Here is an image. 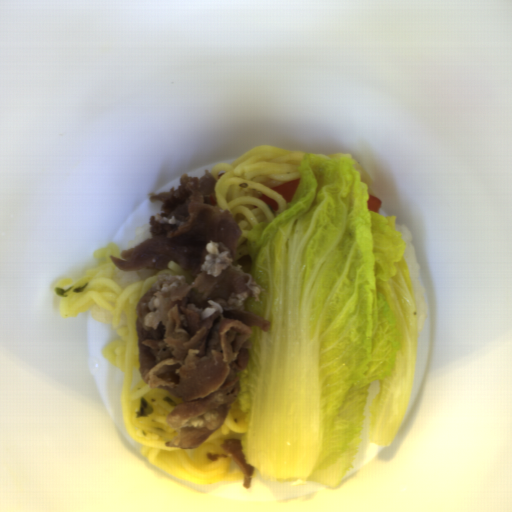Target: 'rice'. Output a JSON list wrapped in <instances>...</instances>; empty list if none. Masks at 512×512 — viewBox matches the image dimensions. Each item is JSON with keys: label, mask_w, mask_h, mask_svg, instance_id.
<instances>
[{"label": "rice", "mask_w": 512, "mask_h": 512, "mask_svg": "<svg viewBox=\"0 0 512 512\" xmlns=\"http://www.w3.org/2000/svg\"><path fill=\"white\" fill-rule=\"evenodd\" d=\"M397 226L406 246L404 256L414 289L416 306L419 316V325L421 330L425 324L427 316V306L425 301V291L420 281V266L413 244V233L403 223L397 224Z\"/></svg>", "instance_id": "obj_1"}, {"label": "rice", "mask_w": 512, "mask_h": 512, "mask_svg": "<svg viewBox=\"0 0 512 512\" xmlns=\"http://www.w3.org/2000/svg\"><path fill=\"white\" fill-rule=\"evenodd\" d=\"M159 269L141 268L137 270H121L115 267L111 279H113L121 288H128L132 283L142 281L156 273Z\"/></svg>", "instance_id": "obj_2"}, {"label": "rice", "mask_w": 512, "mask_h": 512, "mask_svg": "<svg viewBox=\"0 0 512 512\" xmlns=\"http://www.w3.org/2000/svg\"><path fill=\"white\" fill-rule=\"evenodd\" d=\"M151 232L149 225H143L140 227H137L136 232L134 236L127 241L126 243L122 244L119 248L121 250H127L129 248H132L133 246L137 245L140 242H143L144 240L151 238Z\"/></svg>", "instance_id": "obj_3"}, {"label": "rice", "mask_w": 512, "mask_h": 512, "mask_svg": "<svg viewBox=\"0 0 512 512\" xmlns=\"http://www.w3.org/2000/svg\"><path fill=\"white\" fill-rule=\"evenodd\" d=\"M91 315L101 325H112V314L97 303L91 306Z\"/></svg>", "instance_id": "obj_4"}]
</instances>
